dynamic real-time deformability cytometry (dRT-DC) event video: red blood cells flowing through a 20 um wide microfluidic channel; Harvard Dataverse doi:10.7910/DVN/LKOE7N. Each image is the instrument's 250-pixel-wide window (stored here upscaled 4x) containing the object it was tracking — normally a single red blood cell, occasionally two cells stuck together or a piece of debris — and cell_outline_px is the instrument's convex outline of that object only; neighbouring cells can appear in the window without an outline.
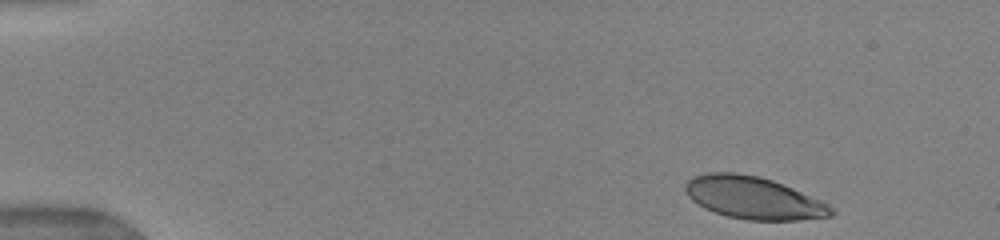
{"species": "human", "species_latin": "Homo sapiens", "temperature_condition": "warm", "stored_images_in_passage": 13, "camera_frame_rate_fps": 3000, "um_per_image_px": 0.085, "donor": {"sex": "female"}, "frame": {"image": 1, "passage_image": 1, "time_ms": 0.0, "image_size_px": [1000, 240], "cell_outline_px": [[836, 212], [832, 216], [800, 220], [748, 220], [728, 216], [704, 208], [692, 200], [684, 192], [684, 184], [692, 176], [708, 172], [736, 172], [760, 176], [772, 180], [792, 188], [820, 200], [828, 204]], "centroid_in_image_um": [64.02, 16.81], "position_along_channel_um": 21.0, "area_um2": 36.07}}
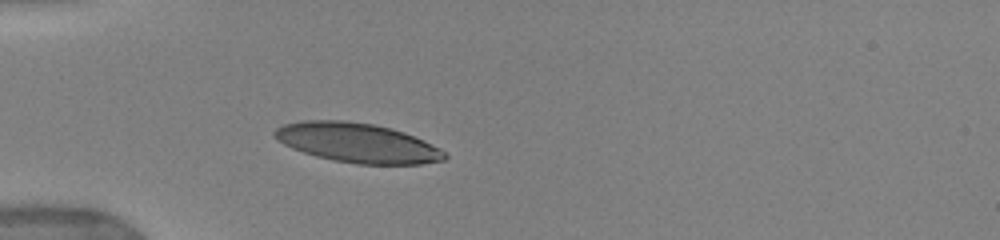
{"frame": {"image": 2, "passage_image": 10, "time_ms": 3.333, "image_size_px": [1000, 240], "cell_outline_px": [[448, 156], [444, 160], [420, 164], [356, 164], [332, 160], [316, 156], [292, 148], [284, 144], [272, 136], [272, 132], [276, 128], [284, 124], [300, 120], [344, 120], [372, 124], [392, 128], [404, 132], [440, 148]], "centroid_in_image_um": [30.34, 12.13], "position_along_channel_um": 54.7, "area_um2": 39.13}}